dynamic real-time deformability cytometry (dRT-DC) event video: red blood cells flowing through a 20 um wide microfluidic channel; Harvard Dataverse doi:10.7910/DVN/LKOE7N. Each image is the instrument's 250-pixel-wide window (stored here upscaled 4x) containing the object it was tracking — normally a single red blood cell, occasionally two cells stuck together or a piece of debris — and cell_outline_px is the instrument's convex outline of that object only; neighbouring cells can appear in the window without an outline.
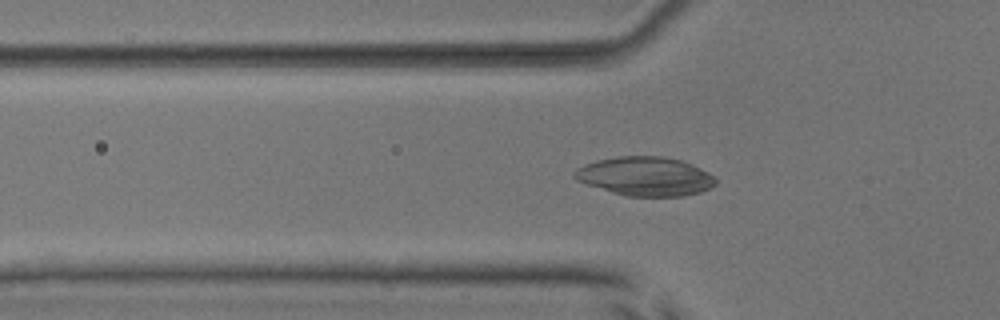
{"species": "common noctule bat (a hibernating species)", "species_latin": "Nyctalus noctula", "temperature_condition": "room temperature", "stored_images_in_passage": 48, "camera_frame_rate_fps": 3000, "um_per_image_px": 0.085, "animal": {"sex": "male", "body_mass_g": 17.9, "forearm_length_mm": 54.2}, "frame": {"image": 1, "passage_image": 13, "time_ms": 4.0, "image_size_px": [1000, 320], "cell_outline_px": [[716, 184], [712, 188], [700, 192], [684, 196], [624, 196], [576, 180], [572, 176], [572, 172], [576, 168], [584, 164], [596, 160], [616, 156], [664, 156], [680, 160], [692, 164], [716, 176]], "centroid_in_image_um": [54.85, 14.98], "position_along_channel_um": 70.9, "area_um2": 32.31}}
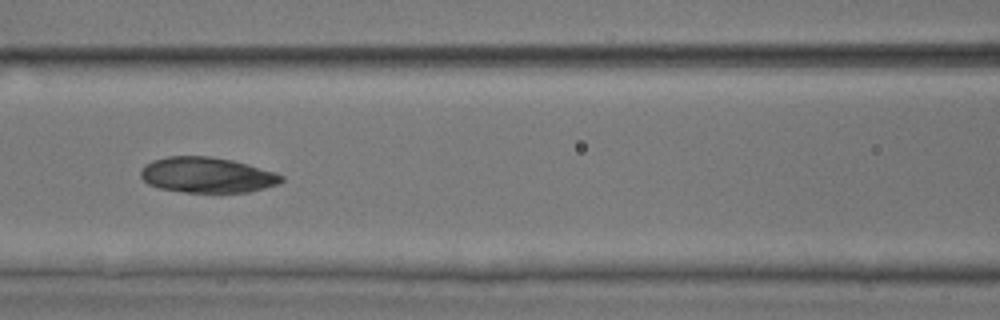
{"frame": {"image": 2, "passage_image": 19, "time_ms": 6.0, "image_size_px": [1000, 320], "cell_outline_px": [[284, 180], [280, 184], [248, 192], [184, 192], [160, 188], [148, 184], [140, 176], [140, 172], [144, 164], [152, 160], [168, 156], [208, 156], [232, 160], [248, 164], [276, 172], [284, 176]], "centroid_in_image_um": [17.61, 14.87], "position_along_channel_um": 149.0, "area_um2": 29.25}}
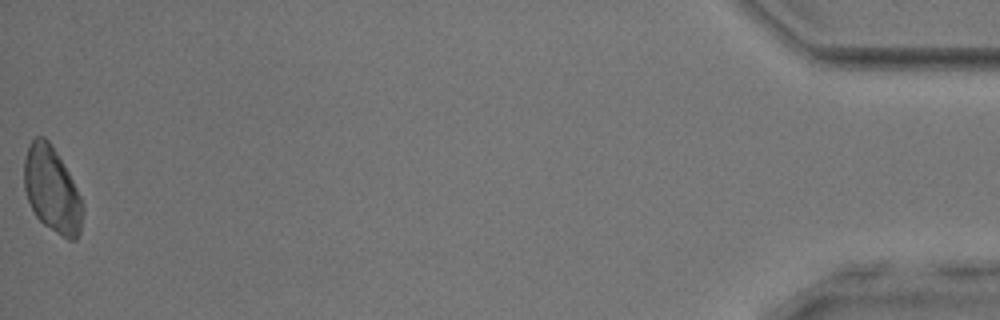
{"frame": {"image": 3, "passage_image": 48, "time_ms": 15.667, "image_size_px": [1000, 320], "cell_outline_px": [[84, 208], [80, 232], [76, 240], [68, 240], [44, 224], [36, 216], [28, 200], [24, 188], [24, 160], [28, 144], [36, 136], [44, 136], [48, 140], [56, 152], [68, 172], [84, 204]], "centroid_in_image_um": [4.42, 16.13], "position_along_channel_um": 430.8, "area_um2": 29.07}}